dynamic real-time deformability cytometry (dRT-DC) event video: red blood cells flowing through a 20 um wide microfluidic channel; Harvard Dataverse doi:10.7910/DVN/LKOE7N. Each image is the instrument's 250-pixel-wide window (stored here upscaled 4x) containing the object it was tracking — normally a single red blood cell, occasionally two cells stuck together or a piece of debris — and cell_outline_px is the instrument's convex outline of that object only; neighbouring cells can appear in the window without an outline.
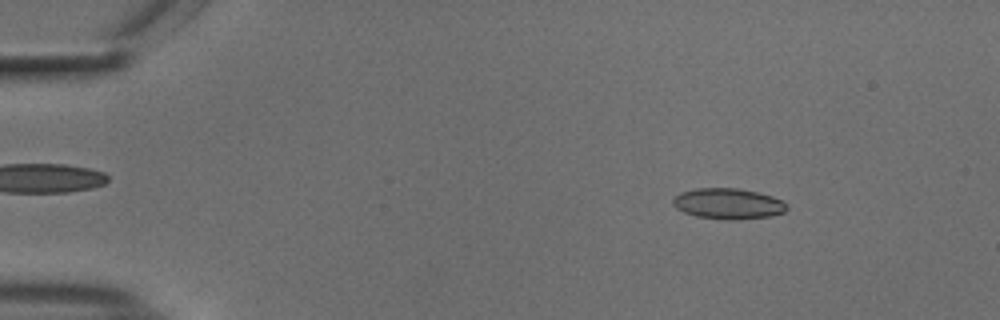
{"species": "common noctule bat (a hibernating species)", "species_latin": "Nyctalus noctula", "temperature_condition": "cold", "stored_images_in_passage": 54, "camera_frame_rate_fps": 3000, "um_per_image_px": 0.085, "animal": {"sex": "male", "body_mass_g": 18.8}, "frame": {"image": 1, "passage_image": 7, "time_ms": 2.0, "image_size_px": [1000, 320], "cell_outline_px": [[788, 208], [784, 212], [768, 216], [740, 220], [724, 220], [696, 216], [684, 212], [676, 208], [672, 204], [672, 200], [680, 192], [696, 188], [736, 188], [756, 192], [772, 196], [784, 200], [788, 204]], "centroid_in_image_um": [61.9, 17.32], "position_along_channel_um": 23.1, "area_um2": 20.58}}
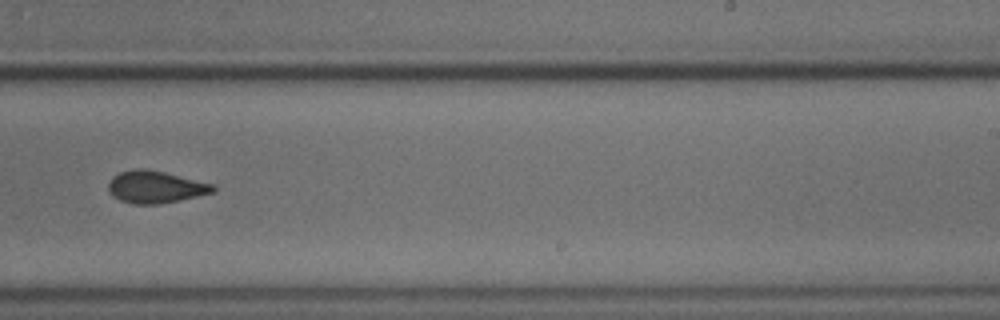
{"frame": {"image": 2, "passage_image": 34, "time_ms": 11.0, "image_size_px": [1000, 320], "cell_outline_px": [[216, 192], [180, 200], [160, 204], [132, 204], [120, 200], [112, 196], [108, 192], [108, 184], [112, 176], [120, 172], [136, 168], [140, 168], [164, 172], [212, 184], [216, 188]], "centroid_in_image_um": [13.18, 15.9], "position_along_channel_um": 275.8, "area_um2": 19.65}}
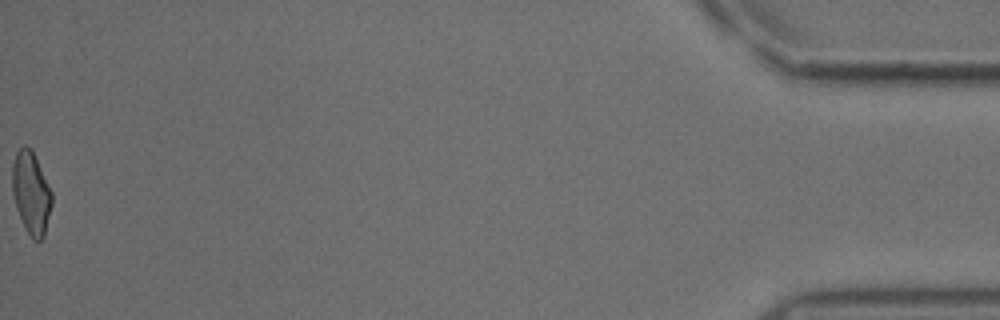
{"frame": {"image": 3, "passage_image": 54, "time_ms": 17.667, "image_size_px": [1000, 320], "cell_outline_px": [[52, 204], [44, 236], [40, 240], [32, 240], [24, 228], [16, 208], [12, 192], [12, 164], [16, 152], [24, 144], [32, 148], [52, 192]], "centroid_in_image_um": [2.64, 16.38], "position_along_channel_um": 432.6, "area_um2": 19.25}, "authors_computed_cell_mechanics": {"area_um2": 19.8254, "velocity_mm_per_s": 3.7449, "shape_relaxation_time_tau1_ms": 5.6541, "shape_relaxation_time_tau2_ms": 1.9063, "deformation_change_tau1": 0.1234, "deformation_change_tau2": 0.0686}}